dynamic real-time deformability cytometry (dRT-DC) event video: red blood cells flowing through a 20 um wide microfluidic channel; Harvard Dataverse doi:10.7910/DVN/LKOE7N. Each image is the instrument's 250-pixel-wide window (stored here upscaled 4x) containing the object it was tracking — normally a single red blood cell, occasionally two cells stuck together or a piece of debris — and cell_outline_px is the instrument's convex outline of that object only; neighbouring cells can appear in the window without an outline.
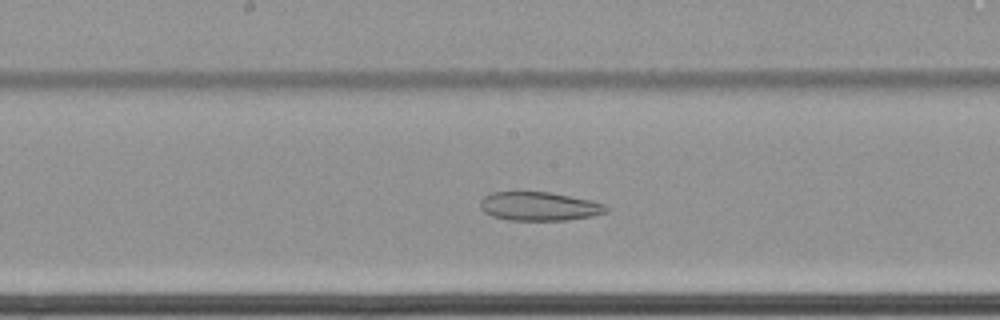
{"species": "common noctule bat (a hibernating species)", "species_latin": "Nyctalus noctula", "temperature_condition": "cold", "stored_images_in_passage": 66, "camera_frame_rate_fps": 3000, "um_per_image_px": 0.085, "animal": {"sex": "female", "body_mass_g": 22.7, "forearm_length_mm": 54.2}, "frame": {"image": 1, "passage_image": 38, "time_ms": 12.333, "image_size_px": [1000, 320], "cell_outline_px": [[608, 212], [592, 216], [568, 220], [508, 220], [492, 216], [484, 212], [480, 208], [480, 200], [484, 196], [492, 192], [548, 192], [592, 200], [604, 204], [608, 208]], "centroid_in_image_um": [45.83, 17.54], "position_along_channel_um": 202.4, "area_um2": 21.15}}
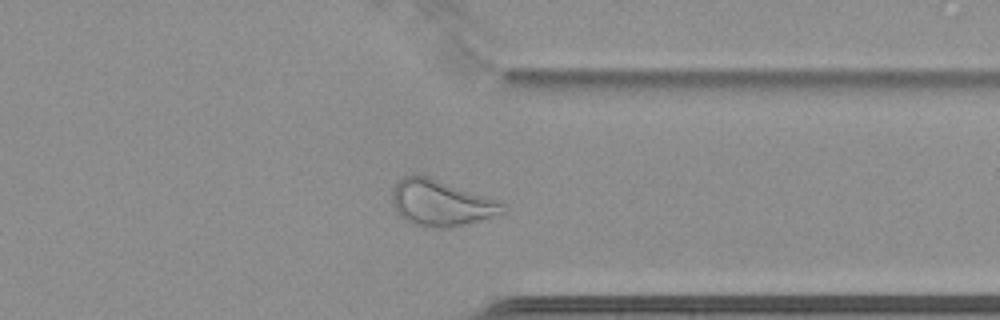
{"frame": {"image": 2, "passage_image": 53, "time_ms": 17.333, "image_size_px": [1000, 320], "cell_outline_px": [[504, 212], [464, 224], [448, 228], [432, 228], [412, 224], [404, 220], [396, 212], [392, 204], [392, 188], [404, 176], [428, 176], [500, 200], [504, 204]], "centroid_in_image_um": [37.45, 17.26], "position_along_channel_um": 374.0, "area_um2": 29.54}}
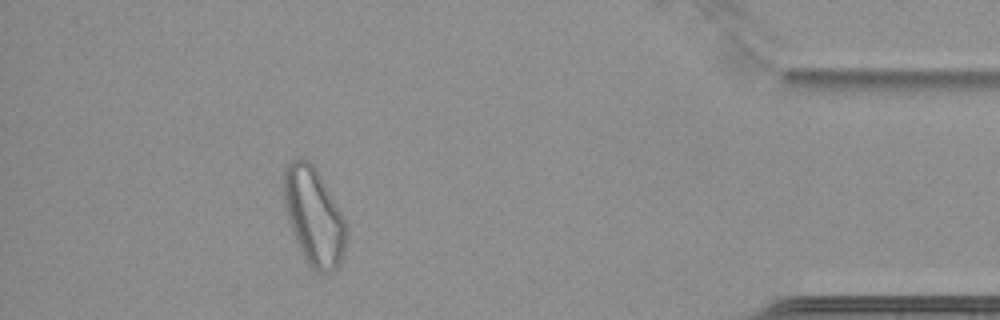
{"frame": {"image": 3, "passage_image": 60, "time_ms": 19.667, "image_size_px": [1000, 320], "cell_outline_px": [[348, 232], [344, 252], [340, 264], [332, 272], [316, 272], [308, 264], [300, 248], [288, 220], [284, 204], [284, 168], [292, 160], [300, 156], [308, 160], [316, 168], [340, 212], [348, 228]], "centroid_in_image_um": [26.68, 18.39], "position_along_channel_um": 408.5, "area_um2": 35.2}}